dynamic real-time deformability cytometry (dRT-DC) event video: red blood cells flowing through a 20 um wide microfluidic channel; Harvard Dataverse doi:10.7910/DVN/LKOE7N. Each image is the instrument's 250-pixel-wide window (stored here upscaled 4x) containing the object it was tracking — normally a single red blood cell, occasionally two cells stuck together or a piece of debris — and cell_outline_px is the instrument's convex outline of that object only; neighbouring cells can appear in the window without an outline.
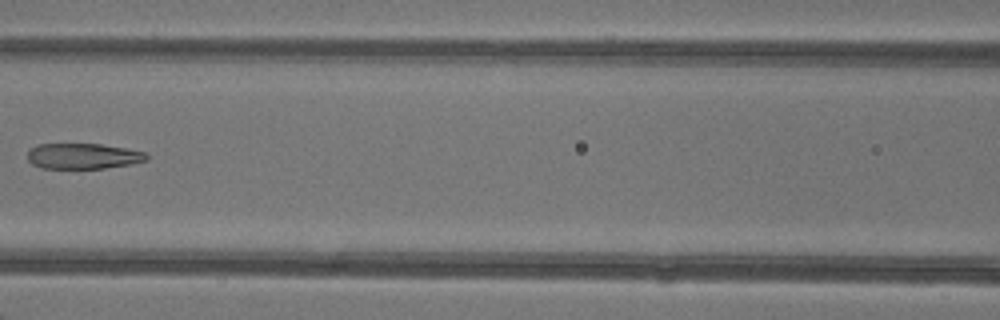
{"species": "common noctule bat (a hibernating species)", "species_latin": "Nyctalus noctula", "temperature_condition": "warm", "stored_images_in_passage": 6, "camera_frame_rate_fps": 3000, "um_per_image_px": 0.085, "animal": {"sex": "female"}, "frame": {"image": 1, "passage_image": 6, "time_ms": 6.0, "image_size_px": [1000, 320], "cell_outline_px": [[148, 160], [128, 164], [104, 168], [40, 168], [32, 164], [28, 160], [28, 152], [36, 144], [100, 144], [128, 148], [144, 152], [148, 156]], "centroid_in_image_um": [7.05, 13.26], "position_along_channel_um": 159.5, "area_um2": 17.69}}